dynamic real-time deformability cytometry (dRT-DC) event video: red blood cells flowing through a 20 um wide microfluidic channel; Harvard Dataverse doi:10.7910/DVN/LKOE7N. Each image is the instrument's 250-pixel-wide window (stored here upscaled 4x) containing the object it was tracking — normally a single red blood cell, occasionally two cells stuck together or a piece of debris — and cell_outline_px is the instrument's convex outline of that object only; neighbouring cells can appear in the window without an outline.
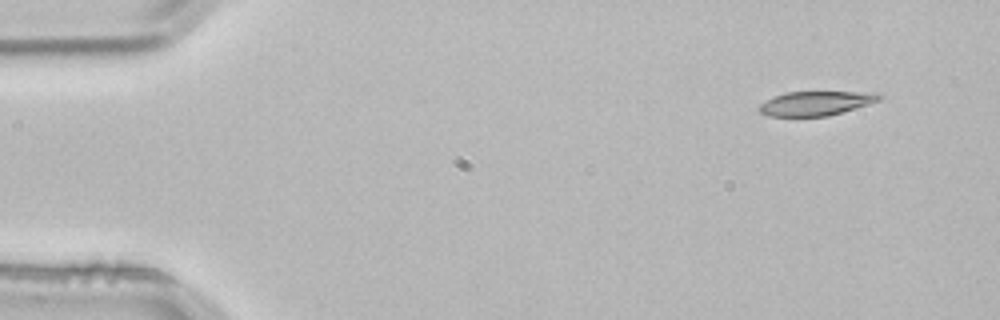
{"species": "common noctule bat (a hibernating species)", "species_latin": "Nyctalus noctula", "temperature_condition": "room temperature", "stored_images_in_passage": 3, "camera_frame_rate_fps": 3000, "um_per_image_px": 0.085, "animal": {"sex": "male", "body_mass_g": 21.5, "forearm_length_mm": 52.0}, "frame": {"image": 1, "passage_image": 1, "time_ms": 0.0, "image_size_px": [1000, 320], "cell_outline_px": [[884, 96], [880, 100], [868, 104], [828, 116], [768, 116], [760, 112], [760, 104], [772, 96], [784, 92], [880, 92]], "centroid_in_image_um": [69.37, 8.77], "position_along_channel_um": 15.6, "area_um2": 16.99}}